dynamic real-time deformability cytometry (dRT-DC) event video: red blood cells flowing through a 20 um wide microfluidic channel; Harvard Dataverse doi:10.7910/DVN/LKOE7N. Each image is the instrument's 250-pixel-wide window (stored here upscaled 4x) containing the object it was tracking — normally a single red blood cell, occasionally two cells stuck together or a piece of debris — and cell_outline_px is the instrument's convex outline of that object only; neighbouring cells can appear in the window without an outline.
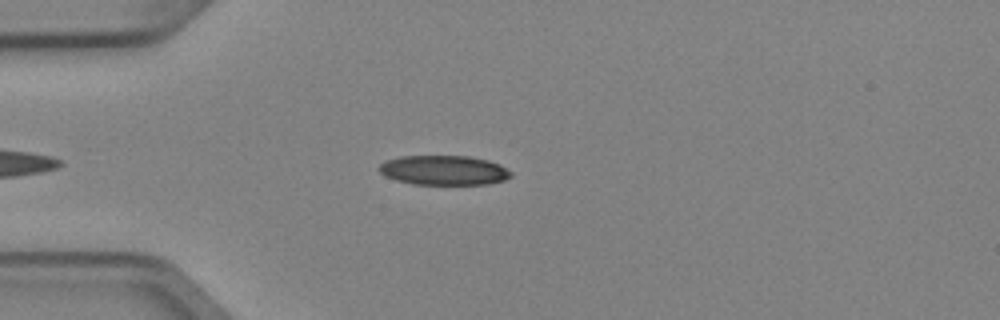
{"species": "Egyptian fruit bat (a non-hibernating species)", "species_latin": "Rousettus aegyptiacus", "temperature_condition": "cold", "stored_images_in_passage": 1, "camera_frame_rate_fps": 3000, "um_per_image_px": 0.085, "animal": {"sex": "female"}, "frame": {"image": 1, "passage_image": 1, "time_ms": 0.0, "image_size_px": [1000, 320], "cell_outline_px": [[512, 176], [504, 180], [488, 184], [412, 184], [396, 180], [384, 176], [380, 172], [380, 164], [384, 160], [400, 156], [468, 156], [488, 160], [500, 164], [512, 172]], "centroid_in_image_um": [37.72, 14.47], "position_along_channel_um": 47.3, "area_um2": 22.83}}